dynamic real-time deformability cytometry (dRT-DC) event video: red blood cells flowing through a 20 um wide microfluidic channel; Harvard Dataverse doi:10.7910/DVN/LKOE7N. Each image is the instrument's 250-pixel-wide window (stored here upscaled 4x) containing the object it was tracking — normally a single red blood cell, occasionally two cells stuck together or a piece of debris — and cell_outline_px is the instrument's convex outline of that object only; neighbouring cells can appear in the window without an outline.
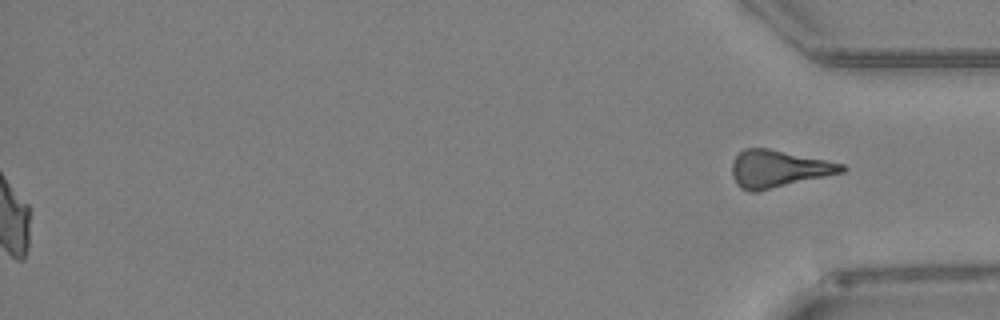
{"species": "Egyptian fruit bat (a non-hibernating species)", "species_latin": "Rousettus aegyptiacus", "temperature_condition": "warm", "stored_images_in_passage": 42, "segment_of_instrument_passage": [2, 2], "camera_frame_rate_fps": 3000, "um_per_image_px": 0.085, "animal": {"sex": "female"}, "frame": {"image": 1, "passage_image": 42, "time_ms": 13.667, "image_size_px": [1000, 320], "cell_outline_px": [[848, 168], [844, 172], [756, 192], [748, 192], [740, 188], [736, 184], [732, 176], [732, 160], [744, 148], [768, 148], [828, 160], [844, 164]], "centroid_in_image_um": [66.15, 14.35], "position_along_channel_um": 369.0, "area_um2": 23.99}}